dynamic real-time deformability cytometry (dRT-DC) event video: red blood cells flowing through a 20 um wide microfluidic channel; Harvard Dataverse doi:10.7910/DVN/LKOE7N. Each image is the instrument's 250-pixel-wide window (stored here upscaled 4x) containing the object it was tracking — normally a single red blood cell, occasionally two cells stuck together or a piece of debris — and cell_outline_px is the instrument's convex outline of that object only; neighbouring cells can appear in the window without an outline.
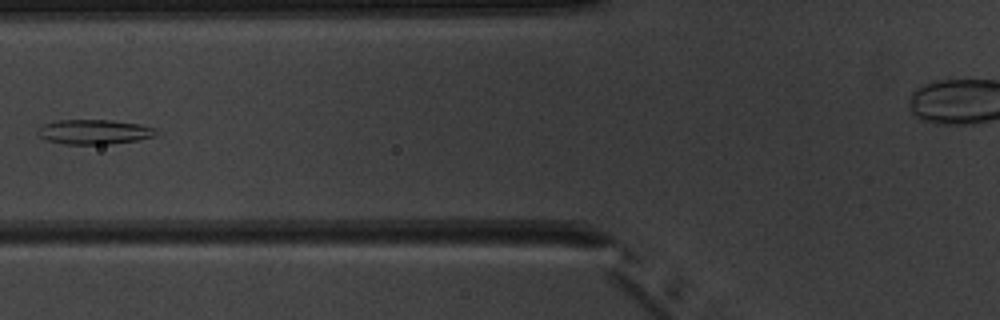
{"species": "common noctule bat (a hibernating species)", "species_latin": "Nyctalus noctula", "temperature_condition": "warm", "stored_images_in_passage": 8, "camera_frame_rate_fps": 3000, "um_per_image_px": 0.085, "animal": {"sex": "male", "body_mass_g": 20.1, "forearm_length_mm": 53.5}, "frame": {"image": 1, "passage_image": 7, "time_ms": 7.0, "image_size_px": [1000, 320], "cell_outline_px": [[156, 136], [136, 140], [108, 144], [64, 144], [44, 140], [36, 132], [36, 128], [44, 124], [56, 120], [112, 120], [140, 124], [156, 128]], "centroid_in_image_um": [7.96, 11.2], "position_along_channel_um": 117.8, "area_um2": 17.17}}